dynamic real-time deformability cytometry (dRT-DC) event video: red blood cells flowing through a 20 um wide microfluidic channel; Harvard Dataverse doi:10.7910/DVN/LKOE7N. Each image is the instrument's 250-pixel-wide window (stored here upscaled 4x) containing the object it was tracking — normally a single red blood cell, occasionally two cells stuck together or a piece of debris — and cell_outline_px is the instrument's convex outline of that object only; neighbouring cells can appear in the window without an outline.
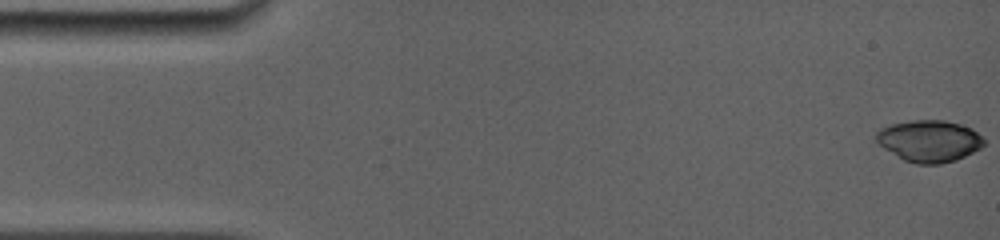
{"species": "common noctule bat (a hibernating species)", "species_latin": "Nyctalus noctula", "temperature_condition": "room temperature", "stored_images_in_passage": 31, "camera_frame_rate_fps": 5000, "um_per_image_px": 0.085, "animal": {"sex": "female", "body_mass_g": 19.0, "forearm_length_mm": 56.7}, "frame": {"image": 1, "passage_image": 1, "time_ms": 0.0, "image_size_px": [1000, 240], "cell_outline_px": [[984, 144], [980, 148], [956, 160], [940, 164], [916, 164], [904, 160], [876, 144], [876, 132], [880, 128], [892, 124], [912, 120], [944, 120], [960, 124], [972, 128], [984, 140]], "centroid_in_image_um": [78.95, 11.98], "position_along_channel_um": 6.0, "area_um2": 26.18}}
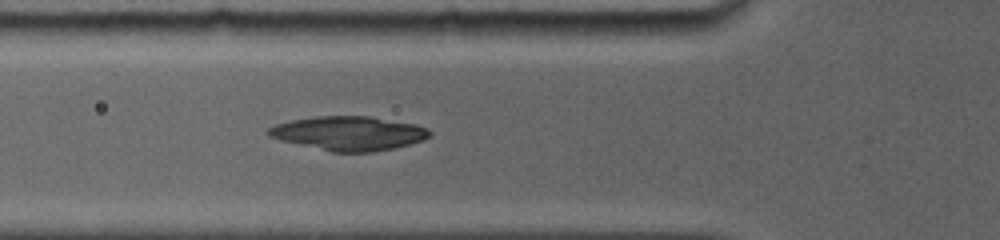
{"frame": {"image": 2, "passage_image": 17, "time_ms": 5.6, "image_size_px": [1000, 240], "cell_outline_px": [[432, 136], [424, 140], [396, 148], [372, 152], [332, 152], [280, 140], [268, 136], [264, 132], [268, 128], [276, 124], [292, 120], [316, 116], [368, 116], [416, 124], [428, 128], [432, 132]], "centroid_in_image_um": [29.67, 11.33], "position_along_channel_um": 96.1, "area_um2": 32.25}}
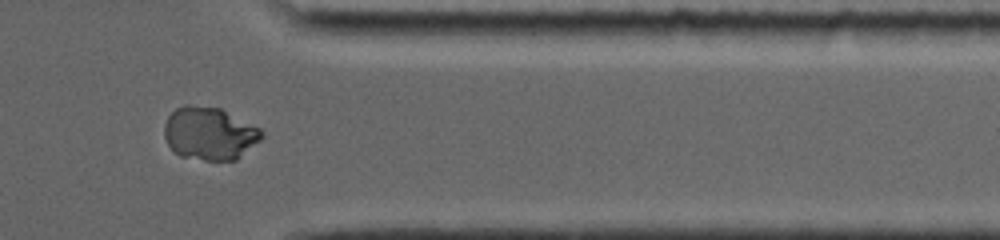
{"frame": {"image": 3, "passage_image": 29, "time_ms": 13.2, "image_size_px": [1000, 240], "cell_outline_px": [[264, 136], [260, 140], [236, 160], [204, 160], [180, 156], [168, 144], [164, 136], [164, 124], [168, 116], [176, 108], [184, 104], [192, 104], [220, 108], [260, 128], [264, 132]], "centroid_in_image_um": [17.8, 11.33], "position_along_channel_um": 393.6, "area_um2": 30.06}}